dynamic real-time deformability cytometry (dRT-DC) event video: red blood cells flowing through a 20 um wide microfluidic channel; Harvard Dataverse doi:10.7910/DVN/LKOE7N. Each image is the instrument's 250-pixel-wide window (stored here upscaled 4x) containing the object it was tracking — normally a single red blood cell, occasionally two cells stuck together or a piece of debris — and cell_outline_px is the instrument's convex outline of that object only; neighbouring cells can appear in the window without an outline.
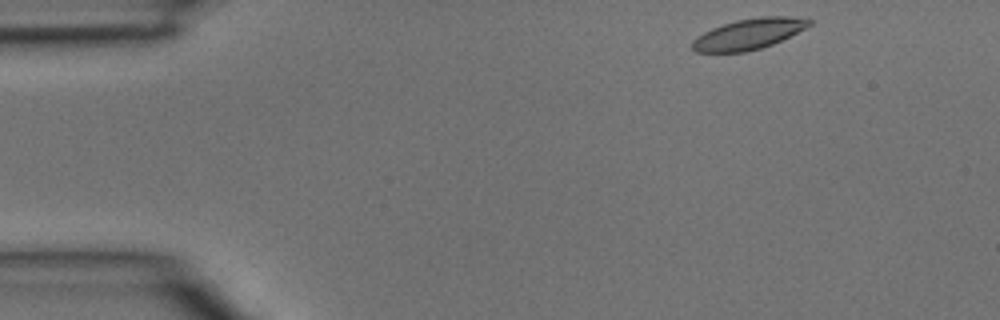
{"species": "common noctule bat (a hibernating species)", "species_latin": "Nyctalus noctula", "temperature_condition": "room temperature", "stored_images_in_passage": 3, "camera_frame_rate_fps": 3000, "um_per_image_px": 0.085, "animal": {"sex": "male", "body_mass_g": 15.6}, "frame": {"image": 1, "passage_image": 1, "time_ms": 0.0, "image_size_px": [1000, 320], "cell_outline_px": [[812, 24], [772, 44], [760, 48], [744, 52], [696, 52], [692, 48], [692, 40], [696, 36], [712, 28], [736, 20], [760, 16], [792, 16], [812, 20]], "centroid_in_image_um": [63.61, 2.88], "position_along_channel_um": 21.4, "area_um2": 20.69}}
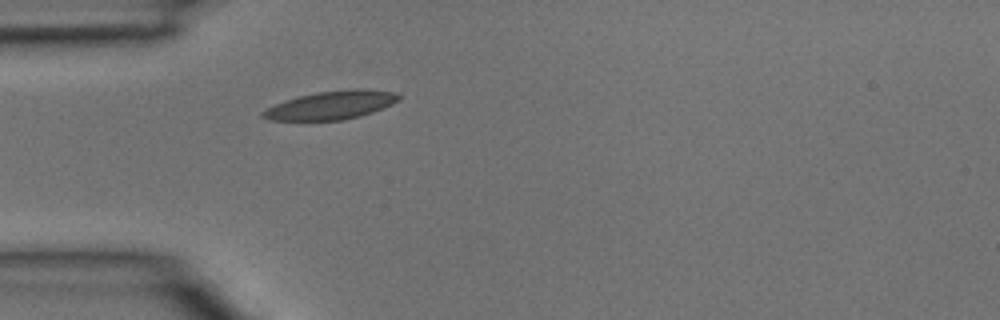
{"frame": {"image": 2, "passage_image": 3, "time_ms": 0.667, "image_size_px": [1000, 320], "cell_outline_px": [[400, 100], [392, 104], [372, 112], [360, 116], [344, 120], [272, 120], [260, 116], [260, 112], [276, 104], [300, 96], [316, 92], [352, 88], [360, 88], [396, 92], [400, 96]], "centroid_in_image_um": [28.19, 8.93], "position_along_channel_um": 56.8, "area_um2": 22.37}}